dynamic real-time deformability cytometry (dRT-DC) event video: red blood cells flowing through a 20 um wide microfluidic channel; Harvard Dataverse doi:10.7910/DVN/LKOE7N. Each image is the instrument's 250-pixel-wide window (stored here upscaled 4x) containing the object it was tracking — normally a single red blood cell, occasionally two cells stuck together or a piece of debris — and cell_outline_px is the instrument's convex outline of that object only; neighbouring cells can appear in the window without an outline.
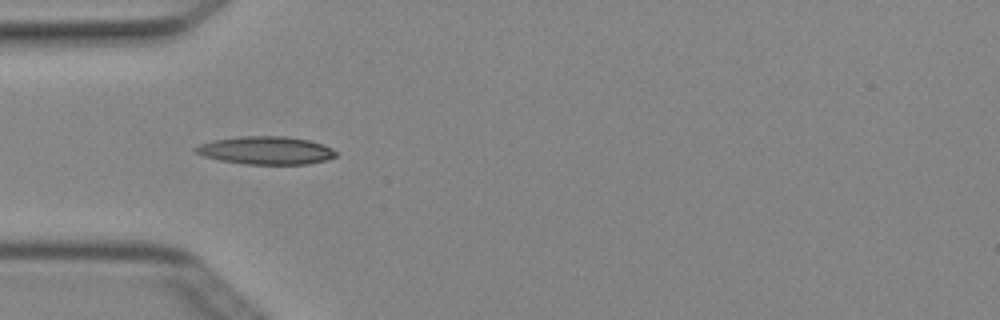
{"species": "Egyptian fruit bat (a non-hibernating species)", "species_latin": "Rousettus aegyptiacus", "temperature_condition": "cold", "stored_images_in_passage": 6, "camera_frame_rate_fps": 3000, "um_per_image_px": 0.085, "animal": {"sex": "female"}, "frame": {"image": 1, "passage_image": 3, "time_ms": 0.667, "image_size_px": [1000, 320], "cell_outline_px": [[336, 156], [324, 160], [308, 164], [244, 164], [220, 160], [204, 156], [196, 152], [192, 148], [200, 144], [212, 140], [240, 136], [284, 136], [308, 140], [324, 144], [332, 148], [336, 152]], "centroid_in_image_um": [22.59, 12.78], "position_along_channel_um": 62.4, "area_um2": 22.83}}
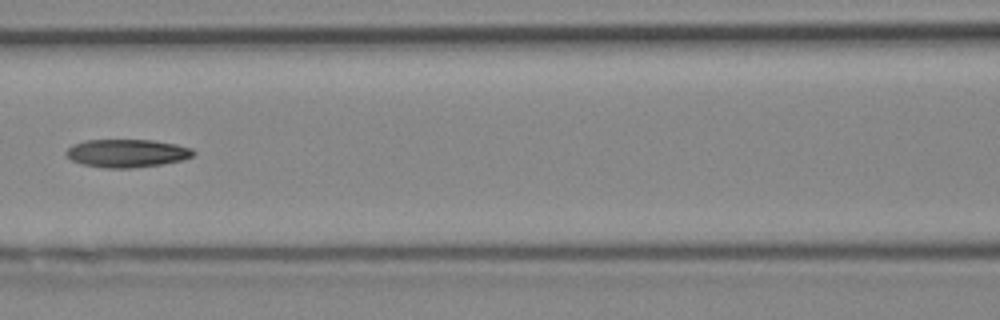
{"frame": {"image": 2, "passage_image": 5, "time_ms": 1.333, "image_size_px": [1000, 320], "cell_outline_px": [[196, 152], [192, 156], [184, 160], [160, 164], [132, 168], [104, 168], [84, 164], [72, 160], [64, 152], [72, 144], [84, 140], [152, 140], [176, 144], [192, 148]], "centroid_in_image_um": [10.8, 13.02], "position_along_channel_um": 155.8, "area_um2": 20.81}}
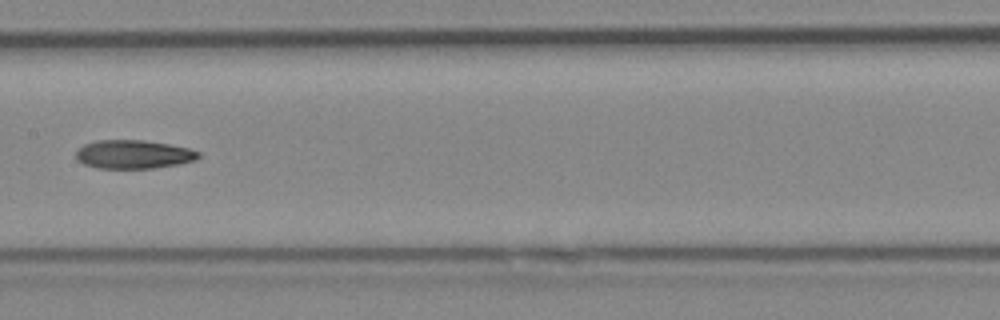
{"frame": {"image": 3, "passage_image": 6, "time_ms": 1.667, "image_size_px": [1000, 320], "cell_outline_px": [[200, 156], [196, 160], [176, 164], [152, 168], [96, 168], [84, 164], [76, 160], [76, 148], [84, 144], [96, 140], [144, 140], [168, 144], [188, 148], [200, 152]], "centroid_in_image_um": [11.3, 13.11], "position_along_channel_um": 196.1, "area_um2": 20.46}}